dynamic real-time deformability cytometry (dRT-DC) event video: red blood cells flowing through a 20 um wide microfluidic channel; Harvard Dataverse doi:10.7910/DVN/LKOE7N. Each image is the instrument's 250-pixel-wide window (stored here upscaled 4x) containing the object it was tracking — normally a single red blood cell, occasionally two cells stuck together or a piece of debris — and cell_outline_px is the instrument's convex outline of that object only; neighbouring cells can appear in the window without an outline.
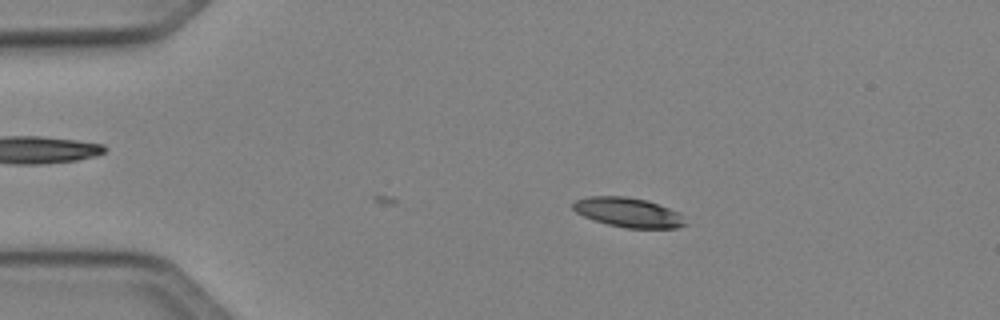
{"species": "Egyptian fruit bat (a non-hibernating species)", "species_latin": "Rousettus aegyptiacus", "temperature_condition": "cold", "stored_images_in_passage": 2, "camera_frame_rate_fps": 3000, "um_per_image_px": 0.085, "animal": {"sex": "female"}, "frame": {"image": 1, "passage_image": 2, "time_ms": 0.333, "image_size_px": [1000, 320], "cell_outline_px": [[688, 224], [676, 228], [628, 228], [608, 224], [592, 220], [576, 212], [572, 208], [572, 204], [576, 200], [588, 196], [624, 196], [648, 200], [680, 212], [684, 216]], "centroid_in_image_um": [53.44, 18.05], "position_along_channel_um": 31.6, "area_um2": 19.54}}